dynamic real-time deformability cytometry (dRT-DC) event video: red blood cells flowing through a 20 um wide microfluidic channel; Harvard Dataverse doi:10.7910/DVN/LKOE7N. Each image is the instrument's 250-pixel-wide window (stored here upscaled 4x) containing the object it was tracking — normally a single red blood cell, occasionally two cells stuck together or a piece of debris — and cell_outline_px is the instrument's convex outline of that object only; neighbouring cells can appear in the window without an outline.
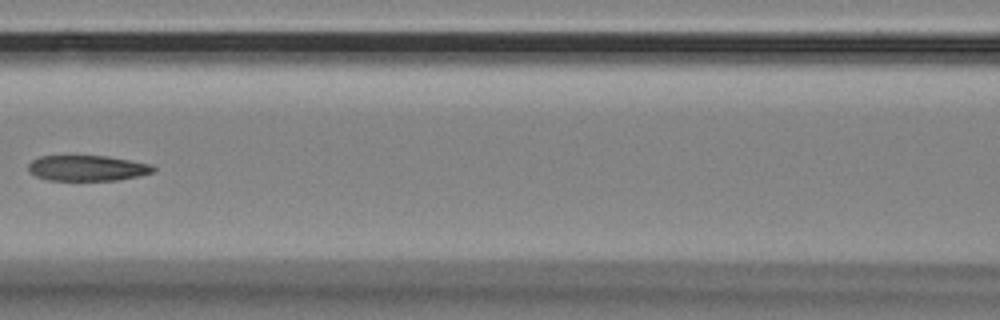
{"species": "Egyptian fruit bat (a non-hibernating species)", "species_latin": "Rousettus aegyptiacus", "temperature_condition": "room temperature", "stored_images_in_passage": 16, "camera_frame_rate_fps": 3000, "um_per_image_px": 0.085, "animal": {"sex": "female"}, "frame": {"image": 1, "passage_image": 7, "time_ms": 2.0, "image_size_px": [1000, 320], "cell_outline_px": [[156, 172], [140, 176], [116, 180], [48, 180], [36, 176], [28, 172], [28, 164], [32, 160], [40, 156], [108, 156], [152, 164], [156, 168]], "centroid_in_image_um": [7.45, 14.29], "position_along_channel_um": 159.1, "area_um2": 18.79}}
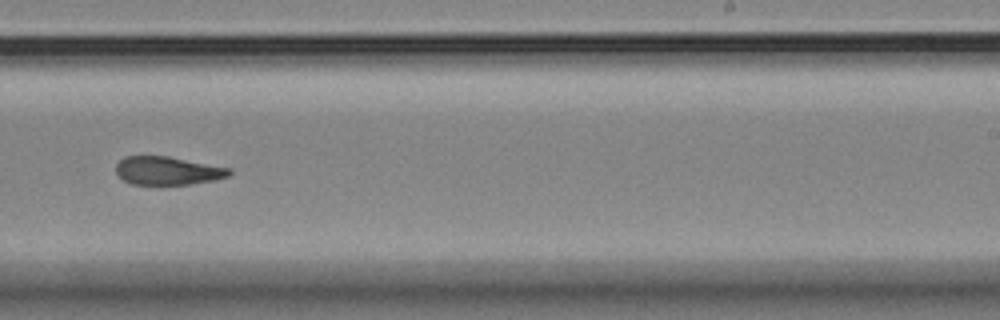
{"frame": {"image": 2, "passage_image": 10, "time_ms": 3.0, "image_size_px": [1000, 320], "cell_outline_px": [[232, 172], [228, 176], [216, 180], [192, 184], [132, 184], [124, 180], [116, 172], [116, 164], [124, 156], [168, 156], [232, 168]], "centroid_in_image_um": [14.28, 14.5], "position_along_channel_um": 274.7, "area_um2": 18.73}}
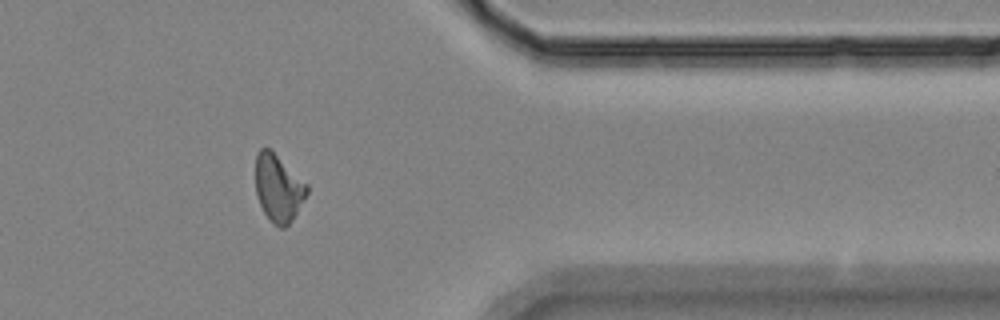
{"frame": {"image": 3, "passage_image": 13, "time_ms": 4.0, "image_size_px": [1000, 320], "cell_outline_px": [[308, 192], [292, 220], [284, 228], [280, 228], [272, 224], [264, 212], [260, 204], [256, 192], [256, 152], [260, 148], [268, 148], [308, 184]], "centroid_in_image_um": [23.65, 16.01], "position_along_channel_um": 387.7, "area_um2": 19.88}}